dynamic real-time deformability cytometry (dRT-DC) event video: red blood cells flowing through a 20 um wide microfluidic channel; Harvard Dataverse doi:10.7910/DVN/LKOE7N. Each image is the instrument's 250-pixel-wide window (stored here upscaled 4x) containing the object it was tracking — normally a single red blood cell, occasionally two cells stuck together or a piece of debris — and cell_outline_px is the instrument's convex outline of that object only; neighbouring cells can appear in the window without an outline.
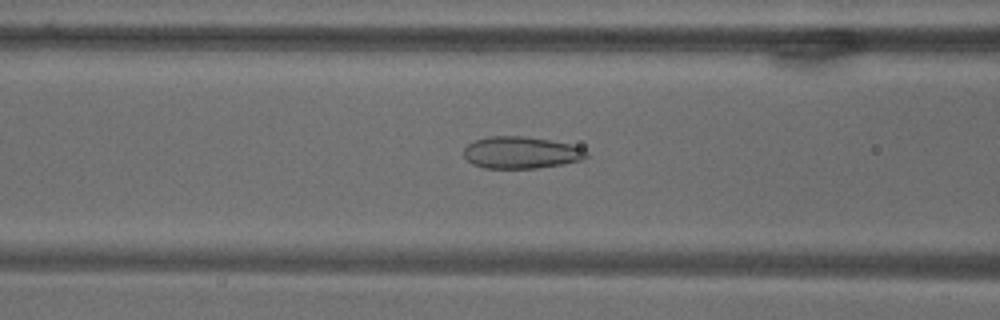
{"species": "common noctule bat (a hibernating species)", "species_latin": "Nyctalus noctula", "temperature_condition": "warm", "stored_images_in_passage": 43, "camera_frame_rate_fps": 3000, "um_per_image_px": 0.085, "animal": {"sex": "male", "body_mass_g": 18.8}, "frame": {"image": 1, "passage_image": 30, "time_ms": 9.667, "image_size_px": [1000, 320], "cell_outline_px": [[588, 156], [580, 160], [564, 164], [536, 168], [484, 168], [472, 164], [464, 156], [464, 148], [468, 144], [476, 140], [488, 136], [524, 136], [548, 140], [568, 144], [584, 148], [588, 152]], "centroid_in_image_um": [44.28, 12.97], "position_along_channel_um": 122.3, "area_um2": 22.77}}
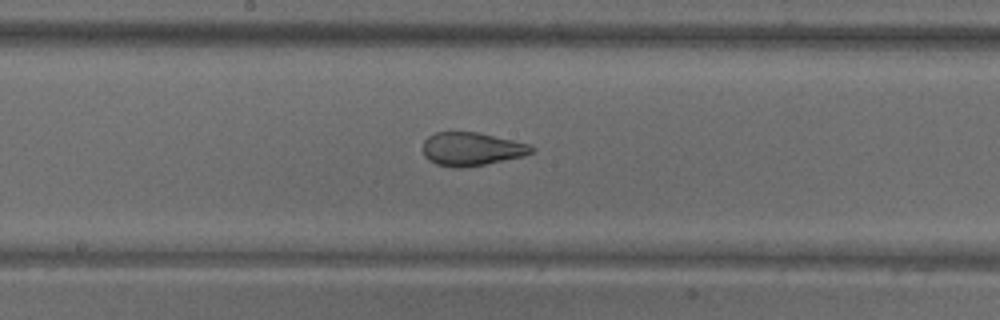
{"frame": {"image": 2, "passage_image": 39, "time_ms": 12.667, "image_size_px": [1000, 320], "cell_outline_px": [[536, 148], [532, 152], [520, 156], [484, 164], [460, 168], [452, 168], [436, 164], [428, 160], [424, 156], [424, 140], [428, 136], [436, 132], [476, 132], [512, 140], [528, 144]], "centroid_in_image_um": [40.03, 12.67], "position_along_channel_um": 208.2, "area_um2": 20.81}}
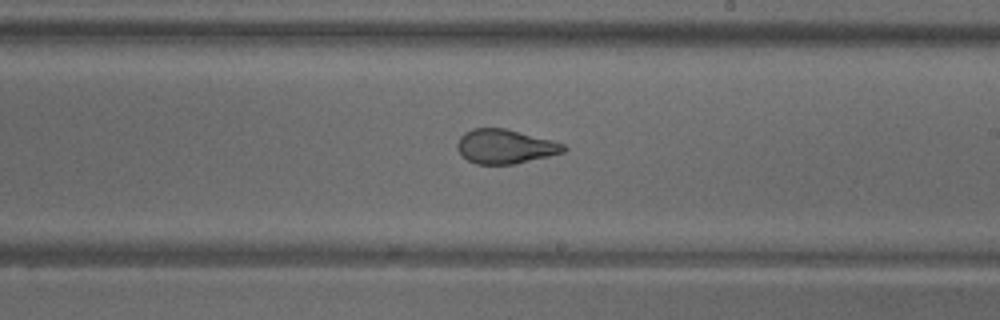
{"frame": {"image": 3, "passage_image": 43, "time_ms": 14.0, "image_size_px": [1000, 320], "cell_outline_px": [[568, 148], [564, 152], [516, 164], [476, 164], [468, 160], [456, 148], [456, 144], [460, 136], [464, 132], [472, 128], [504, 128], [552, 140], [564, 144]], "centroid_in_image_um": [42.92, 12.45], "position_along_channel_um": 246.1, "area_um2": 21.21}}